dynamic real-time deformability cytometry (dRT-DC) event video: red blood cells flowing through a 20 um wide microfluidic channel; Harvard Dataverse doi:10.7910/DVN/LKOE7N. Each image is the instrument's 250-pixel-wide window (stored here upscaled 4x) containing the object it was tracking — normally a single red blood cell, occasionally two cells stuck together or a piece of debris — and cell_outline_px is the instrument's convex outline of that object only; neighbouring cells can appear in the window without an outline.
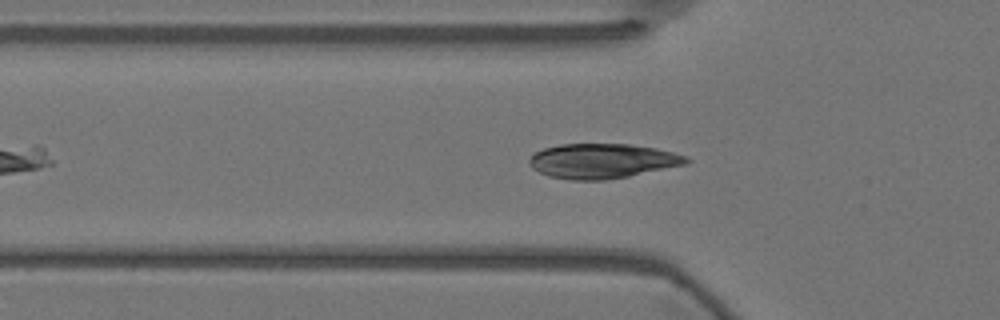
{"species": "Egyptian fruit bat (a non-hibernating species)", "species_latin": "Rousettus aegyptiacus", "temperature_condition": "warm", "stored_images_in_passage": 45, "camera_frame_rate_fps": 3000, "um_per_image_px": 0.085, "animal": {"sex": "female"}, "frame": {"image": 1, "passage_image": 11, "time_ms": 3.333, "image_size_px": [1000, 320], "cell_outline_px": [[692, 160], [688, 164], [628, 176], [604, 180], [572, 180], [548, 176], [532, 168], [528, 160], [536, 152], [544, 148], [560, 144], [628, 144], [656, 148], [688, 156]], "centroid_in_image_um": [51.23, 13.68], "position_along_channel_um": 74.6, "area_um2": 31.79}}
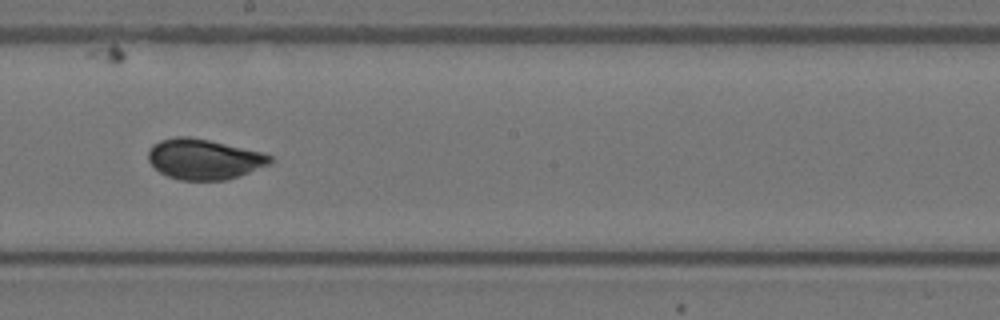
{"frame": {"image": 2, "passage_image": 24, "time_ms": 7.667, "image_size_px": [1000, 320], "cell_outline_px": [[272, 160], [268, 164], [248, 172], [224, 180], [180, 180], [168, 176], [160, 172], [148, 160], [148, 152], [152, 144], [160, 140], [176, 136], [188, 136], [208, 140], [264, 152], [272, 156]], "centroid_in_image_um": [17.31, 13.51], "position_along_channel_um": 230.9, "area_um2": 28.44}}
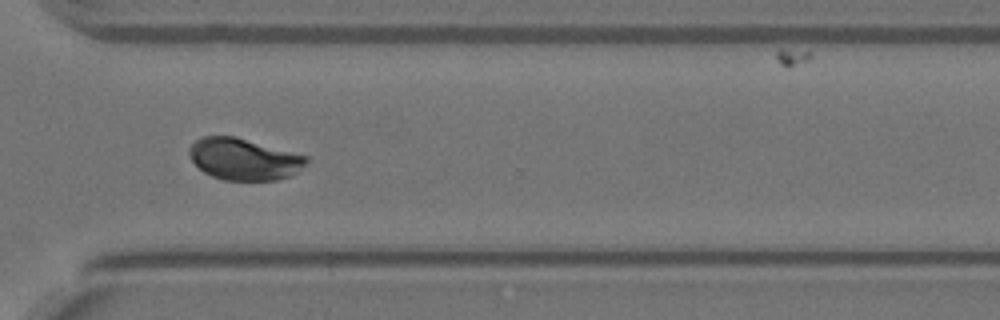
{"frame": {"image": 3, "passage_image": 34, "time_ms": 11.0, "image_size_px": [1000, 320], "cell_outline_px": [[308, 160], [296, 172], [288, 176], [276, 180], [224, 180], [212, 176], [204, 172], [188, 156], [188, 148], [200, 136], [236, 136], [308, 156]], "centroid_in_image_um": [20.7, 13.51], "position_along_channel_um": 349.9, "area_um2": 28.32}, "authors_computed_cell_mechanics": {"area_um2": 28.6688, "velocity_mm_per_s": 3.5789, "shape_relaxation_time_tau1_ms": 2.8574, "shape_relaxation_time_tau2_ms": null, "deformation_change_tau1": 0.1298, "deformation_change_tau2": null}}